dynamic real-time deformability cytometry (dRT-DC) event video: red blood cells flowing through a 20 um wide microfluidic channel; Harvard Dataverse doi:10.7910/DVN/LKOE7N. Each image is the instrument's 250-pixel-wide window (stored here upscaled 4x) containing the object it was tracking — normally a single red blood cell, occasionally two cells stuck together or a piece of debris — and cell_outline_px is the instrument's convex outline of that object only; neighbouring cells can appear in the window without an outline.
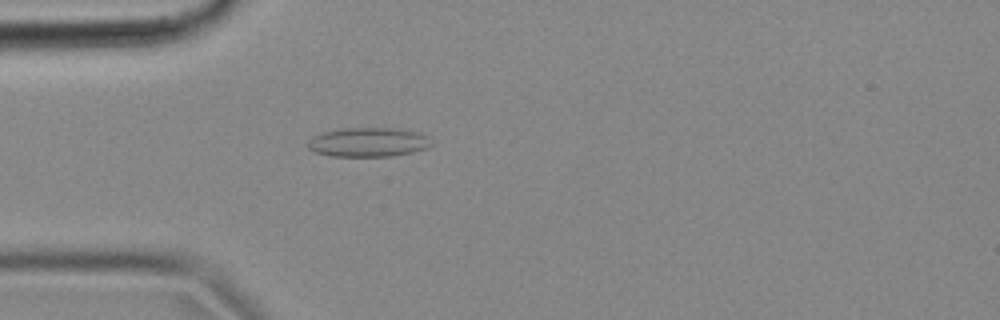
{"species": "common noctule bat (a hibernating species)", "species_latin": "Nyctalus noctula", "temperature_condition": "cold", "stored_images_in_passage": 53, "camera_frame_rate_fps": 3000, "um_per_image_px": 0.085, "animal": {"sex": "female", "body_mass_g": 18.4}, "frame": {"image": 1, "passage_image": 14, "time_ms": 4.333, "image_size_px": [1000, 320], "cell_outline_px": [[432, 144], [428, 148], [412, 152], [392, 156], [328, 156], [316, 152], [308, 148], [308, 140], [312, 136], [324, 132], [340, 128], [392, 128], [416, 132], [424, 136]], "centroid_in_image_um": [31.24, 12.09], "position_along_channel_um": 53.8, "area_um2": 20.87}}
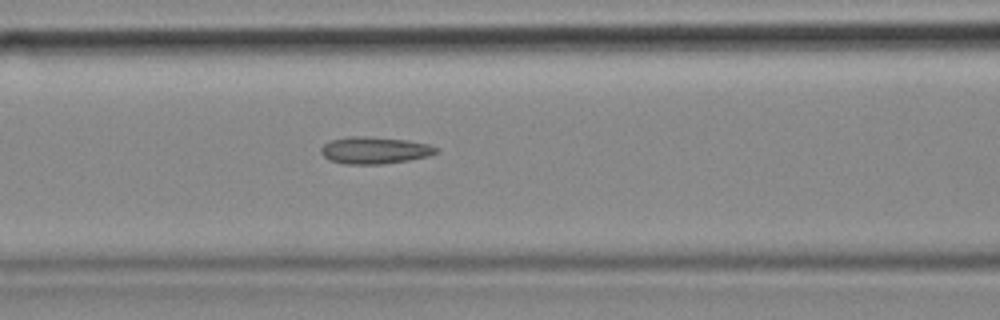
{"frame": {"image": 2, "passage_image": 21, "time_ms": 6.667, "image_size_px": [1000, 320], "cell_outline_px": [[440, 152], [428, 156], [408, 160], [384, 164], [344, 164], [328, 160], [320, 152], [320, 148], [324, 144], [332, 140], [348, 136], [364, 136], [408, 140], [428, 144], [436, 148]], "centroid_in_image_um": [31.82, 12.78], "position_along_channel_um": 134.8, "area_um2": 18.15}}
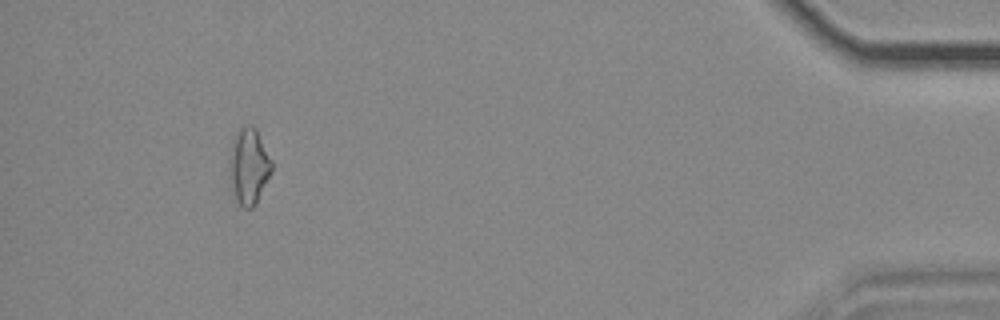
{"frame": {"image": 3, "passage_image": 49, "time_ms": 16.0, "image_size_px": [1000, 320], "cell_outline_px": [[272, 172], [256, 204], [252, 208], [244, 208], [240, 204], [236, 196], [232, 180], [232, 140], [240, 124], [252, 124], [256, 128], [272, 160]], "centroid_in_image_um": [21.22, 14.05], "position_along_channel_um": 414.0, "area_um2": 18.21}, "authors_computed_cell_mechanics": {"area_um2": 17.2822, "velocity_mm_per_s": 3.7023, "shape_relaxation_time_tau1_ms": null, "shape_relaxation_time_tau2_ms": 4.1811, "deformation_change_tau1": null, "deformation_change_tau2": 0.1413}}